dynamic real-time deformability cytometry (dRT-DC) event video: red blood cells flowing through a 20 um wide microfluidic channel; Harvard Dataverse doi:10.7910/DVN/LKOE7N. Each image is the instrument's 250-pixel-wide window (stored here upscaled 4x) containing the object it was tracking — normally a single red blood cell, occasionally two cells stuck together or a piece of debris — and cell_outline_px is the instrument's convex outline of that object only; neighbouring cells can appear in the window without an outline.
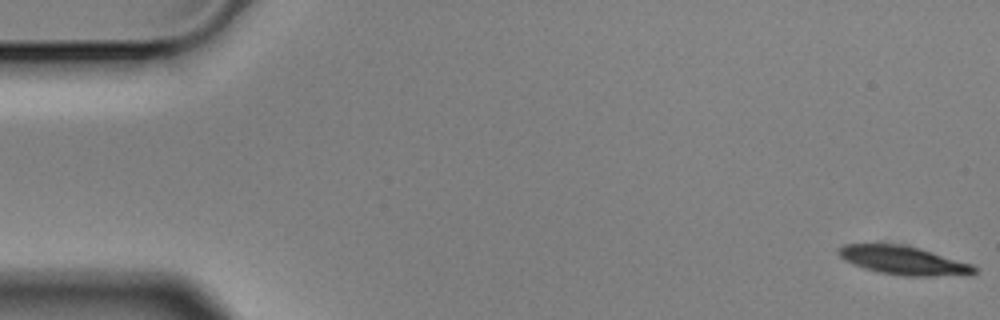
{"species": "Egyptian fruit bat (a non-hibernating species)", "species_latin": "Rousettus aegyptiacus", "temperature_condition": "cold", "stored_images_in_passage": 5, "camera_frame_rate_fps": 3000, "um_per_image_px": 0.085, "animal": {"sex": "male"}, "frame": {"image": 1, "passage_image": 1, "time_ms": 0.0, "image_size_px": [1000, 320], "cell_outline_px": [[976, 272], [972, 276], [904, 276], [876, 272], [852, 264], [844, 260], [836, 252], [836, 248], [844, 244], [900, 244], [920, 248], [972, 264], [976, 268]], "centroid_in_image_um": [76.81, 22.15], "position_along_channel_um": 8.2, "area_um2": 23.0}}